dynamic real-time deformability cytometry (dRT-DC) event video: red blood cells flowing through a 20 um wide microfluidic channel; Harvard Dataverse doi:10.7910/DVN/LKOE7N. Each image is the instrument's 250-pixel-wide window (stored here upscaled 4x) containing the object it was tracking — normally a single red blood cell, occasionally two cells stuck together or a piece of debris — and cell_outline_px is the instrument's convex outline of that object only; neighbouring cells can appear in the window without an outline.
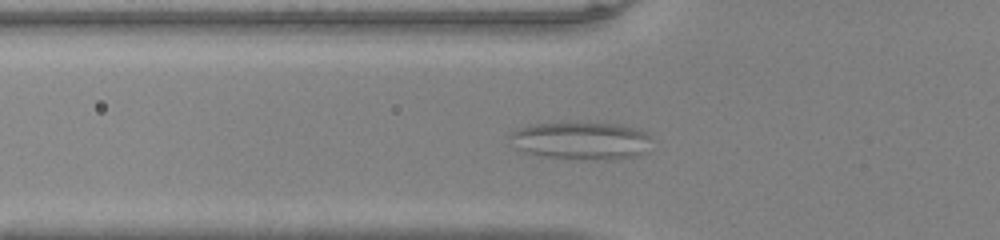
{"species": "common noctule bat (a hibernating species)", "species_latin": "Nyctalus noctula", "temperature_condition": "warm", "stored_images_in_passage": 49, "camera_frame_rate_fps": 3000, "um_per_image_px": 0.085, "animal": {"sex": "male", "body_mass_g": 20.0, "forearm_length_mm": 53.3}, "frame": {"image": 1, "passage_image": 15, "time_ms": 4.667, "image_size_px": [1000, 240], "cell_outline_px": [[648, 136], [644, 152], [640, 156], [620, 160], [568, 160], [536, 156], [524, 152], [508, 144], [508, 132], [516, 128], [528, 124], [560, 120], [616, 124], [632, 128], [644, 132]], "centroid_in_image_um": [49.2, 11.95], "position_along_channel_um": 76.6, "area_um2": 32.83}}
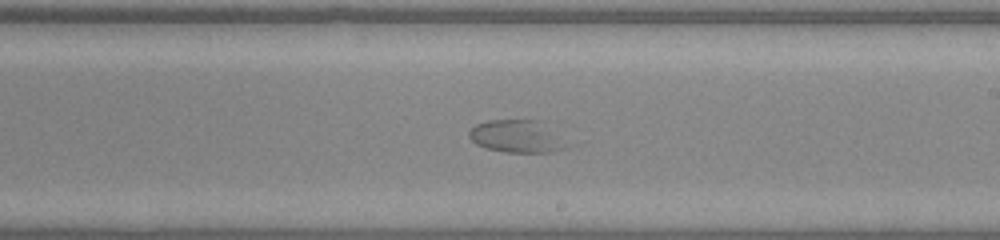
{"frame": {"image": 2, "passage_image": 28, "time_ms": 9.0, "image_size_px": [1000, 240], "cell_outline_px": [[564, 148], [548, 152], [504, 152], [488, 148], [476, 144], [468, 136], [468, 132], [476, 124], [488, 120], [540, 120]], "centroid_in_image_um": [43.73, 11.58], "position_along_channel_um": 245.3, "area_um2": 17.46}}
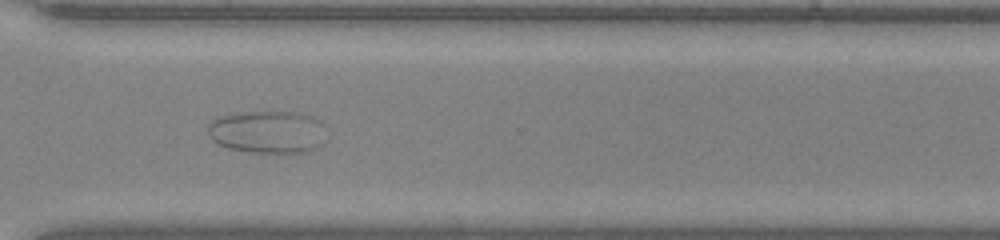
{"frame": {"image": 3, "passage_image": 36, "time_ms": 11.667, "image_size_px": [1000, 240], "cell_outline_px": [[320, 148], [308, 152], [252, 152], [228, 148], [216, 144], [208, 136], [208, 124], [216, 116], [244, 112], [296, 112], [312, 116], [320, 120]], "centroid_in_image_um": [22.65, 11.21], "position_along_channel_um": 348.0, "area_um2": 29.19}}